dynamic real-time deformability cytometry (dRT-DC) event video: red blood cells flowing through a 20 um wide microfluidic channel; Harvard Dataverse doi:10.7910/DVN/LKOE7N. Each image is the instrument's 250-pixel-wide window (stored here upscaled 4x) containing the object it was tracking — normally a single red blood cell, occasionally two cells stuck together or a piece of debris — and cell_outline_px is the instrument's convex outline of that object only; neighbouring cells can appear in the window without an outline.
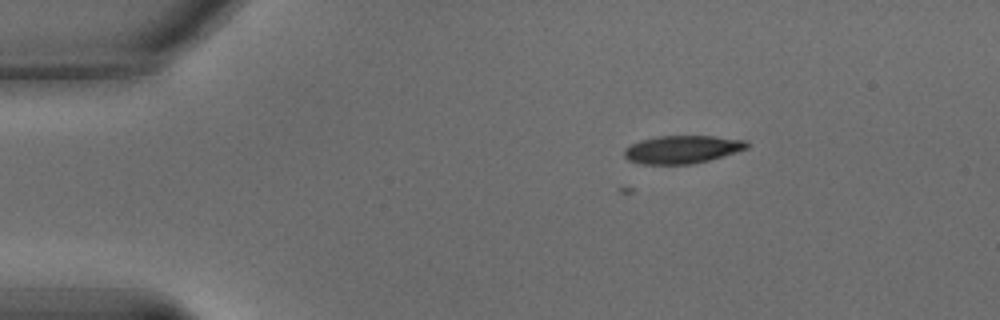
{"species": "common noctule bat (a hibernating species)", "species_latin": "Nyctalus noctula", "temperature_condition": "warm", "stored_images_in_passage": 5, "camera_frame_rate_fps": 3000, "um_per_image_px": 0.085, "animal": {"sex": "male", "body_mass_g": 15.6}, "frame": {"image": 1, "passage_image": 1, "time_ms": 0.0, "image_size_px": [1000, 320], "cell_outline_px": [[748, 148], [736, 152], [708, 160], [692, 164], [644, 164], [628, 160], [624, 156], [624, 148], [640, 140], [656, 136], [712, 136], [748, 140]], "centroid_in_image_um": [57.98, 12.69], "position_along_channel_um": 27.0, "area_um2": 19.94}}